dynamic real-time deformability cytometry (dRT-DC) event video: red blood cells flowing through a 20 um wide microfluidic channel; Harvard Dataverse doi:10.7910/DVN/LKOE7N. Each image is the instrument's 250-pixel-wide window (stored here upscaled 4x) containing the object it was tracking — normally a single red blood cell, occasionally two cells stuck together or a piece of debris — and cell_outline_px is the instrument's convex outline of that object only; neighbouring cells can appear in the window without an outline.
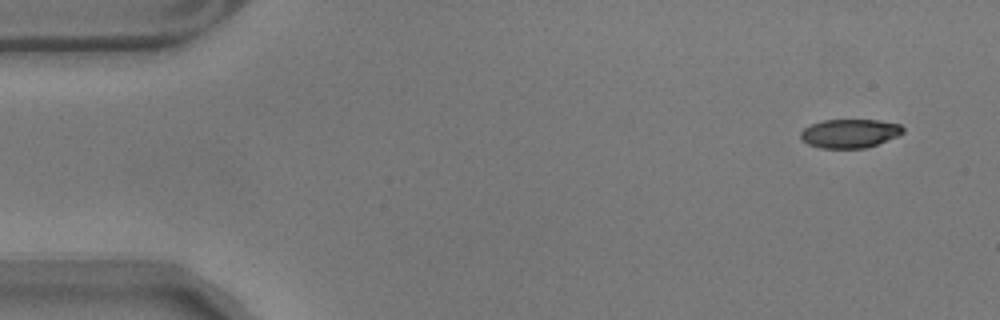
{"species": "common noctule bat (a hibernating species)", "species_latin": "Nyctalus noctula", "temperature_condition": "warm", "stored_images_in_passage": 50, "camera_frame_rate_fps": 3000, "um_per_image_px": 0.085, "animal": {"sex": "male", "body_mass_g": 17.9}, "frame": {"image": 1, "passage_image": 1, "time_ms": 0.0, "image_size_px": [1000, 320], "cell_outline_px": [[904, 132], [896, 136], [876, 144], [864, 148], [820, 148], [808, 144], [800, 140], [800, 132], [804, 128], [812, 124], [824, 120], [880, 120], [900, 124], [904, 128]], "centroid_in_image_um": [72.2, 11.34], "position_along_channel_um": 12.8, "area_um2": 17.11}}
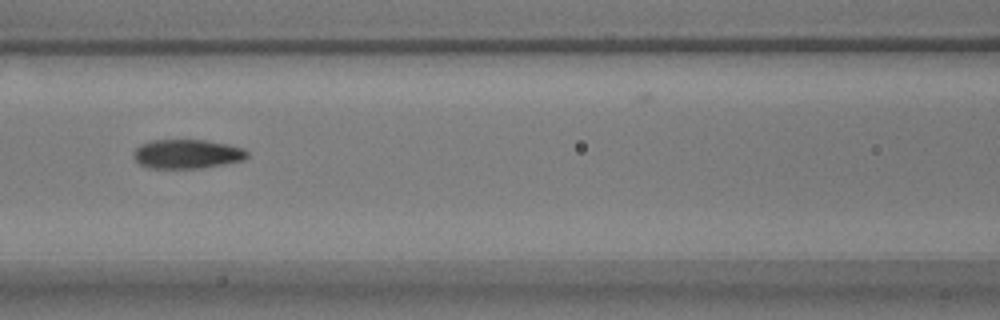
{"frame": {"image": 2, "passage_image": 22, "time_ms": 7.0, "image_size_px": [1000, 320], "cell_outline_px": [[248, 156], [244, 160], [224, 164], [200, 168], [148, 168], [140, 164], [132, 156], [132, 152], [140, 144], [152, 140], [204, 140], [228, 144], [244, 148], [248, 152]], "centroid_in_image_um": [15.89, 13.08], "position_along_channel_um": 150.7, "area_um2": 19.42}}
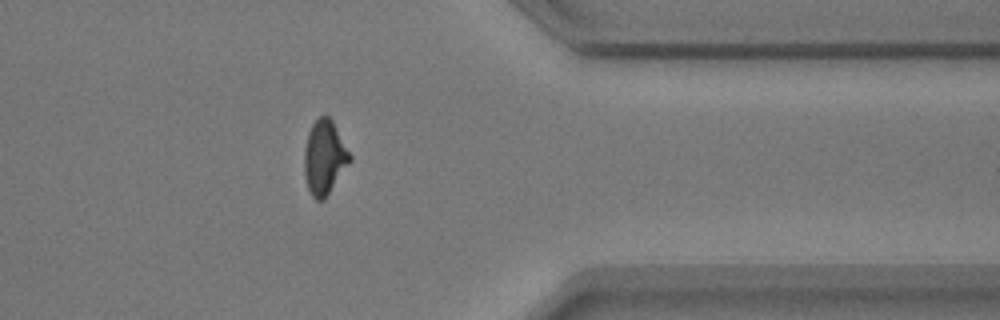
{"frame": {"image": 3, "passage_image": 43, "time_ms": 14.0, "image_size_px": [1000, 320], "cell_outline_px": [[352, 160], [324, 200], [316, 200], [312, 196], [308, 188], [304, 176], [304, 148], [308, 132], [312, 124], [320, 116], [328, 116], [332, 120], [352, 156]], "centroid_in_image_um": [27.57, 13.39], "position_along_channel_um": 383.8, "area_um2": 19.77}, "authors_computed_cell_mechanics": {"area_um2": 19.3341, "velocity_mm_per_s": 3.5367, "shape_relaxation_time_tau1_ms": 6.3706, "shape_relaxation_time_tau2_ms": 1.5995, "deformation_change_tau1": 0.2261, "deformation_change_tau2": 0.0803}}